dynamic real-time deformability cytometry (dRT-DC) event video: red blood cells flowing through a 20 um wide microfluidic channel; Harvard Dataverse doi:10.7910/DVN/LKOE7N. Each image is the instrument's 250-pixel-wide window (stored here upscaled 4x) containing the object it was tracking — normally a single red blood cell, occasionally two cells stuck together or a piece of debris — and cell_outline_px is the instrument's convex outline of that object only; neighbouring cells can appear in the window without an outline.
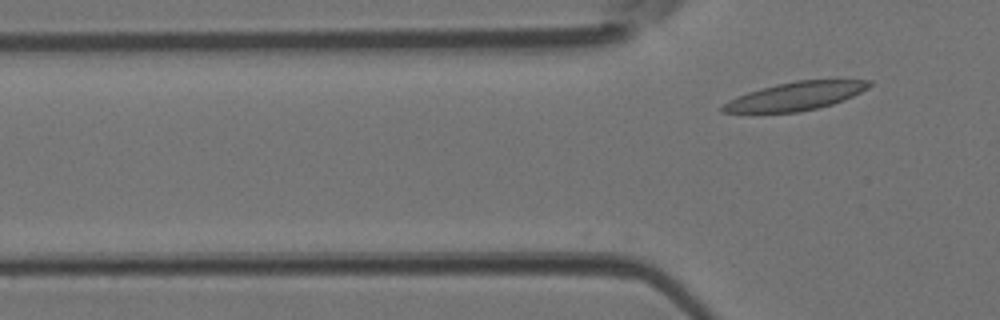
{"species": "Egyptian fruit bat (a non-hibernating species)", "species_latin": "Rousettus aegyptiacus", "temperature_condition": "room temperature", "stored_images_in_passage": 6, "camera_frame_rate_fps": 3000, "um_per_image_px": 0.085, "animal": {"sex": "female"}, "frame": {"image": 1, "passage_image": 6, "time_ms": 1.667, "image_size_px": [1000, 320], "cell_outline_px": [[872, 84], [868, 88], [844, 100], [832, 104], [800, 112], [720, 112], [720, 108], [728, 100], [748, 92], [760, 88], [776, 84], [796, 80], [872, 80]], "centroid_in_image_um": [67.62, 8.16], "position_along_channel_um": 58.2, "area_um2": 23.93}}